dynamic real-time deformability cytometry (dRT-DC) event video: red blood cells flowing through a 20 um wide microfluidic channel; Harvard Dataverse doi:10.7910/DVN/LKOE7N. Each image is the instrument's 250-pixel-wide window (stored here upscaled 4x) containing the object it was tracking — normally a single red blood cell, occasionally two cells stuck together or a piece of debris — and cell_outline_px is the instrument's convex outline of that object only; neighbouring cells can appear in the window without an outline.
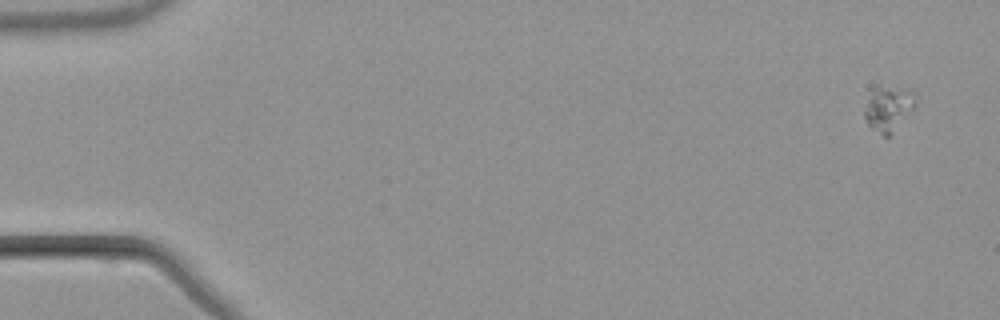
{"species": "common noctule bat (a hibernating species)", "species_latin": "Nyctalus noctula", "temperature_condition": "warm", "stored_images_in_passage": 5, "camera_frame_rate_fps": 3000, "um_per_image_px": 0.085, "animal": {"sex": "male", "body_mass_g": 21.5, "forearm_length_mm": 52.0}, "frame": {"image": 1, "passage_image": 1, "time_ms": 0.0, "image_size_px": [1000, 320], "cell_outline_px": [[916, 104], [912, 112], [888, 136], [884, 136], [872, 128], [868, 124], [864, 116], [864, 112], [868, 100], [872, 92], [880, 84], [912, 92], [916, 96]], "centroid_in_image_um": [75.53, 9.22], "position_along_channel_um": 9.5, "area_um2": 13.12}}